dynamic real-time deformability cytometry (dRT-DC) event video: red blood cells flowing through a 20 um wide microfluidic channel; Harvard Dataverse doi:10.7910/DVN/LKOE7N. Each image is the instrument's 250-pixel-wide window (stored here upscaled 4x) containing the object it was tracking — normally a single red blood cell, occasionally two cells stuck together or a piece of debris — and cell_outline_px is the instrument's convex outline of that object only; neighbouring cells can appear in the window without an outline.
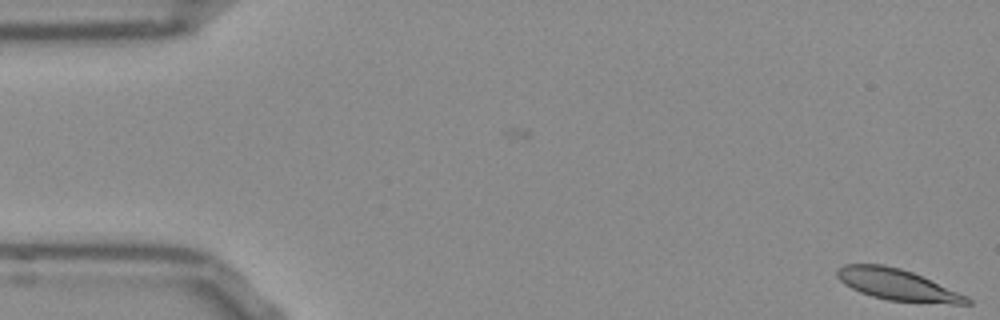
{"species": "Egyptian fruit bat (a non-hibernating species)", "species_latin": "Rousettus aegyptiacus", "temperature_condition": "room temperature", "stored_images_in_passage": 2, "camera_frame_rate_fps": 3000, "um_per_image_px": 0.085, "frame": {"image": 1, "passage_image": 2, "time_ms": 0.333, "image_size_px": [1000, 320], "cell_outline_px": [[972, 304], [952, 304], [888, 300], [872, 296], [860, 292], [844, 284], [836, 276], [836, 268], [844, 264], [884, 264], [900, 268], [912, 272], [968, 296], [972, 300]], "centroid_in_image_um": [76.26, 24.19], "position_along_channel_um": 8.7, "area_um2": 23.64}}